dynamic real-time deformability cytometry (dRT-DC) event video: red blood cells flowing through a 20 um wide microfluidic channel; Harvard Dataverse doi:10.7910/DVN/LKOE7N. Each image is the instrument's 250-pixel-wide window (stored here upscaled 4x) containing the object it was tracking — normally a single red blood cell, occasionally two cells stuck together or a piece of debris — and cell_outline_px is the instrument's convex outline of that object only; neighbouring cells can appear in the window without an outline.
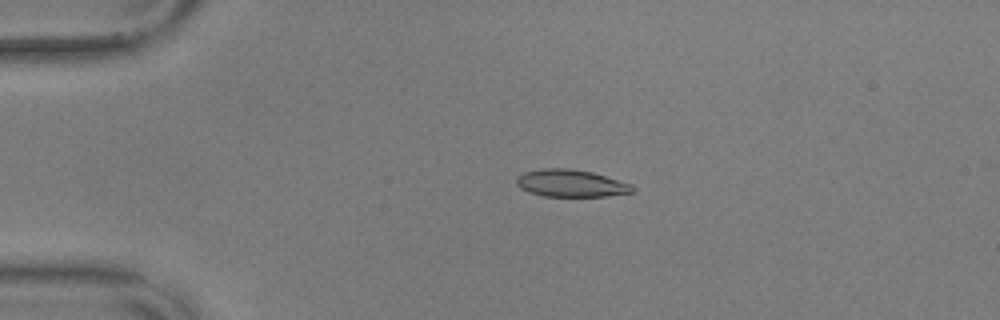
{"species": "common noctule bat (a hibernating species)", "species_latin": "Nyctalus noctula", "temperature_condition": "warm", "stored_images_in_passage": 57, "camera_frame_rate_fps": 3000, "um_per_image_px": 0.085, "animal": {"sex": "male", "body_mass_g": 17.9, "forearm_length_mm": 54.2}, "frame": {"image": 1, "passage_image": 12, "time_ms": 3.667, "image_size_px": [1000, 320], "cell_outline_px": [[636, 188], [632, 192], [608, 196], [544, 196], [528, 192], [520, 188], [516, 184], [516, 176], [524, 172], [544, 168], [568, 168], [592, 172], [632, 184]], "centroid_in_image_um": [48.51, 15.58], "position_along_channel_um": 36.5, "area_um2": 18.5}}
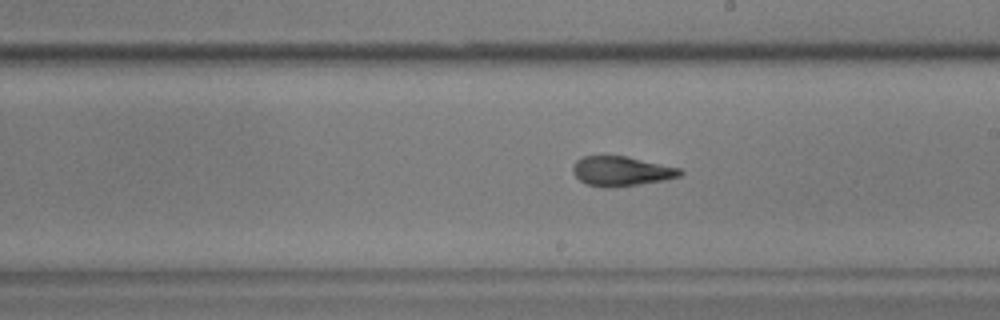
{"frame": {"image": 2, "passage_image": 32, "time_ms": 10.333, "image_size_px": [1000, 320], "cell_outline_px": [[684, 172], [680, 176], [664, 180], [608, 188], [604, 188], [588, 184], [580, 180], [572, 172], [572, 168], [576, 160], [584, 156], [624, 156], [680, 168]], "centroid_in_image_um": [52.79, 14.55], "position_along_channel_um": 236.2, "area_um2": 18.26}}
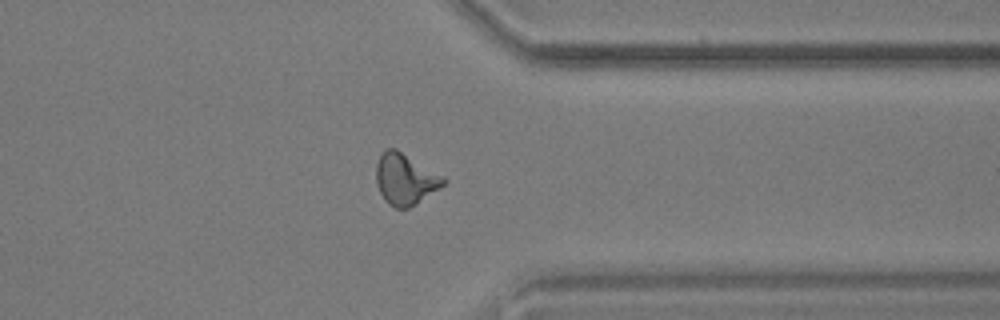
{"frame": {"image": 3, "passage_image": 44, "time_ms": 14.333, "image_size_px": [1000, 320], "cell_outline_px": [[448, 180], [440, 188], [416, 204], [408, 208], [396, 208], [388, 204], [384, 200], [380, 192], [376, 180], [376, 164], [380, 156], [388, 148], [396, 148], [444, 176]], "centroid_in_image_um": [34.46, 15.23], "position_along_channel_um": 376.9, "area_um2": 20.06}}